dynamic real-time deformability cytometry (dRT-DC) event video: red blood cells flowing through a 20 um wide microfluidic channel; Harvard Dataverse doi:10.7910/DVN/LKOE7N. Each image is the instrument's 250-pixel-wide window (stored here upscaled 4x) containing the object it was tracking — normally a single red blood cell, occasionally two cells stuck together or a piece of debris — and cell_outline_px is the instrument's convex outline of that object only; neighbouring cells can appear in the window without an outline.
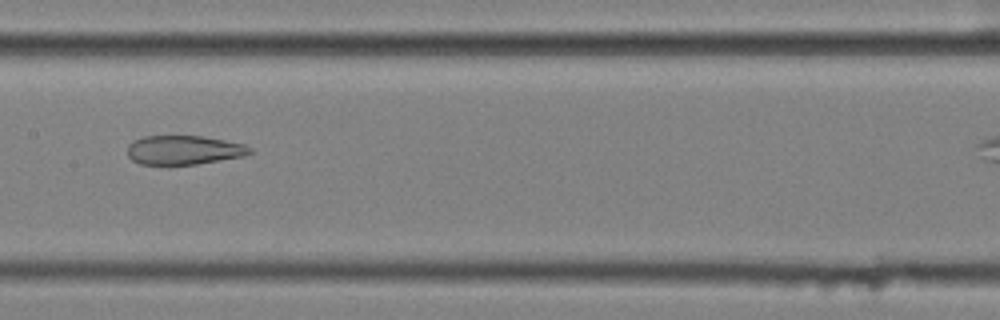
{"species": "common noctule bat (a hibernating species)", "species_latin": "Nyctalus noctula", "temperature_condition": "cold", "stored_images_in_passage": 30, "camera_frame_rate_fps": 3000, "um_per_image_px": 0.085, "animal": {"sex": "female", "body_mass_g": 25.1}, "frame": {"image": 1, "passage_image": 18, "time_ms": 5.667, "image_size_px": [1000, 320], "cell_outline_px": [[252, 152], [244, 156], [196, 164], [168, 168], [140, 164], [132, 160], [128, 156], [128, 144], [144, 136], [204, 136], [244, 144], [252, 148]], "centroid_in_image_um": [15.59, 12.8], "position_along_channel_um": 191.8, "area_um2": 21.44}}
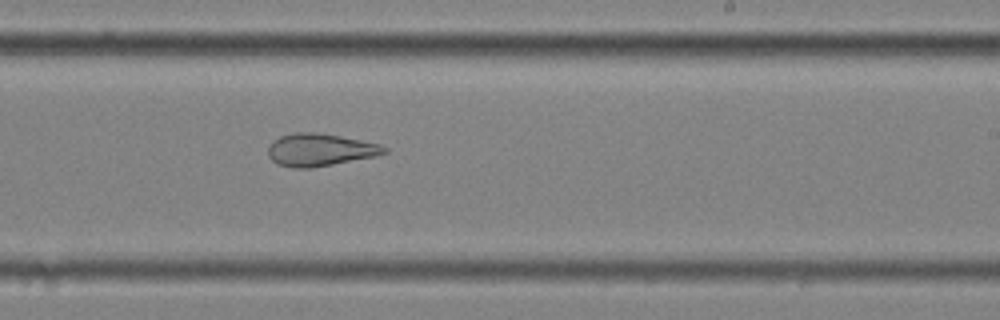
{"frame": {"image": 2, "passage_image": 24, "time_ms": 7.667, "image_size_px": [1000, 320], "cell_outline_px": [[388, 152], [376, 156], [312, 168], [292, 168], [276, 164], [268, 156], [268, 148], [272, 140], [280, 136], [296, 132], [316, 132], [340, 136], [380, 144], [388, 148]], "centroid_in_image_um": [27.18, 12.74], "position_along_channel_um": 261.8, "area_um2": 22.14}}
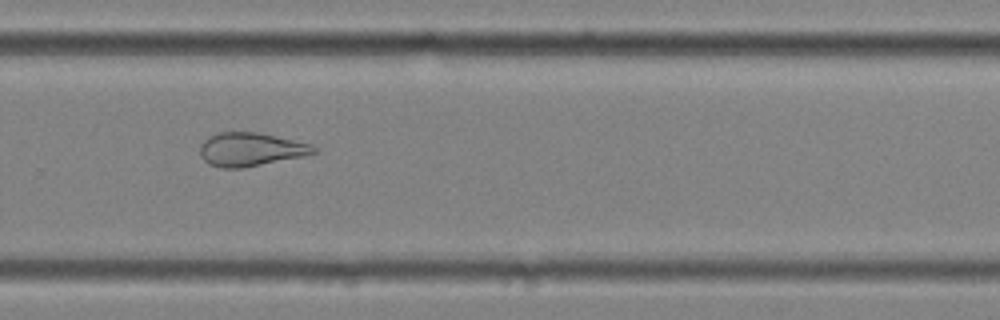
{"frame": {"image": 3, "passage_image": 28, "time_ms": 9.0, "image_size_px": [1000, 320], "cell_outline_px": [[320, 152], [304, 156], [244, 168], [220, 168], [208, 164], [200, 156], [200, 144], [208, 136], [216, 132], [256, 132], [312, 144], [320, 148]], "centroid_in_image_um": [21.32, 12.7], "position_along_channel_um": 308.5, "area_um2": 22.54}}